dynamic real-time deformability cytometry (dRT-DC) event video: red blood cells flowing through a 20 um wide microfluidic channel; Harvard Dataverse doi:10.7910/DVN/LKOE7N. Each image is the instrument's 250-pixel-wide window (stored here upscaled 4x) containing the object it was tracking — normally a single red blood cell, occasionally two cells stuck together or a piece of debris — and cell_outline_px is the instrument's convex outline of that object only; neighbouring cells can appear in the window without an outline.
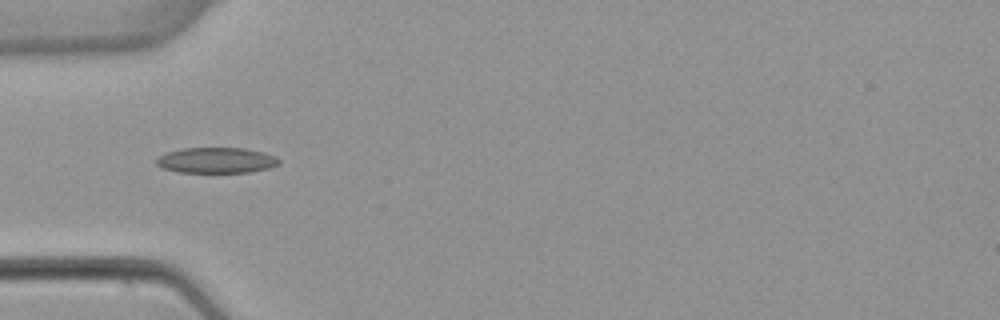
{"species": "common noctule bat (a hibernating species)", "species_latin": "Nyctalus noctula", "temperature_condition": "warm", "stored_images_in_passage": 5, "camera_frame_rate_fps": 3000, "um_per_image_px": 0.085, "animal": {"sex": "female", "body_mass_g": 22.7, "forearm_length_mm": 54.2}, "frame": {"image": 1, "passage_image": 3, "time_ms": 0.667, "image_size_px": [1000, 320], "cell_outline_px": [[280, 164], [268, 168], [248, 172], [180, 172], [164, 168], [156, 164], [156, 156], [164, 152], [180, 148], [244, 148], [264, 152], [276, 156], [280, 160]], "centroid_in_image_um": [18.37, 13.61], "position_along_channel_um": 66.6, "area_um2": 18.44}}